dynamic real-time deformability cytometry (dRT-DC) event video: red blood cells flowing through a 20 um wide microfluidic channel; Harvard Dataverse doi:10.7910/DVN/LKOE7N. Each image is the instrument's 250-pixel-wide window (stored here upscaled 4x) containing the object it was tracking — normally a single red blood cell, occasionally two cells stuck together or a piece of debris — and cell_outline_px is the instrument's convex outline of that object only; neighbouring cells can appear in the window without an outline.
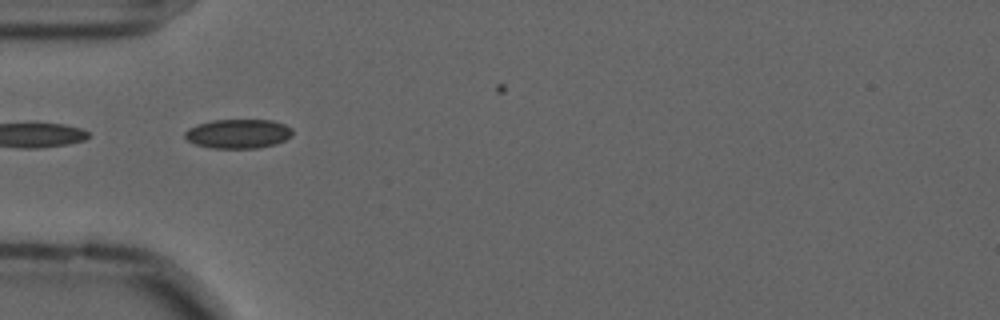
{"species": "common noctule bat (a hibernating species)", "species_latin": "Nyctalus noctula", "temperature_condition": "cold", "stored_images_in_passage": 7, "camera_frame_rate_fps": 3000, "um_per_image_px": 0.085, "animal": {"sex": "male", "forearm_length_mm": 52.5}, "frame": {"image": 1, "passage_image": 1, "time_ms": 0.0, "image_size_px": [1000, 320], "cell_outline_px": [[292, 136], [276, 144], [256, 148], [212, 148], [196, 144], [188, 140], [184, 136], [184, 132], [188, 128], [196, 124], [212, 120], [272, 120], [284, 124], [292, 128]], "centroid_in_image_um": [20.24, 11.36], "position_along_channel_um": 64.8, "area_um2": 18.38}}
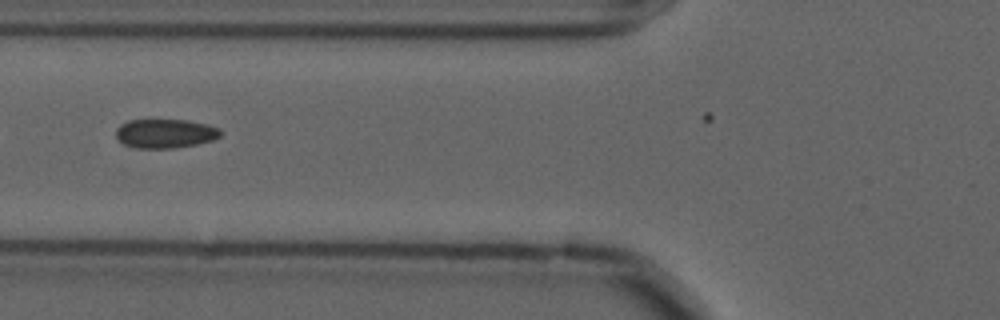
{"frame": {"image": 2, "passage_image": 5, "time_ms": 1.333, "image_size_px": [1000, 320], "cell_outline_px": [[220, 136], [212, 140], [196, 144], [172, 148], [136, 148], [124, 144], [116, 136], [116, 128], [120, 124], [128, 120], [188, 120], [208, 124], [220, 128]], "centroid_in_image_um": [14.04, 11.34], "position_along_channel_um": 111.8, "area_um2": 17.69}}